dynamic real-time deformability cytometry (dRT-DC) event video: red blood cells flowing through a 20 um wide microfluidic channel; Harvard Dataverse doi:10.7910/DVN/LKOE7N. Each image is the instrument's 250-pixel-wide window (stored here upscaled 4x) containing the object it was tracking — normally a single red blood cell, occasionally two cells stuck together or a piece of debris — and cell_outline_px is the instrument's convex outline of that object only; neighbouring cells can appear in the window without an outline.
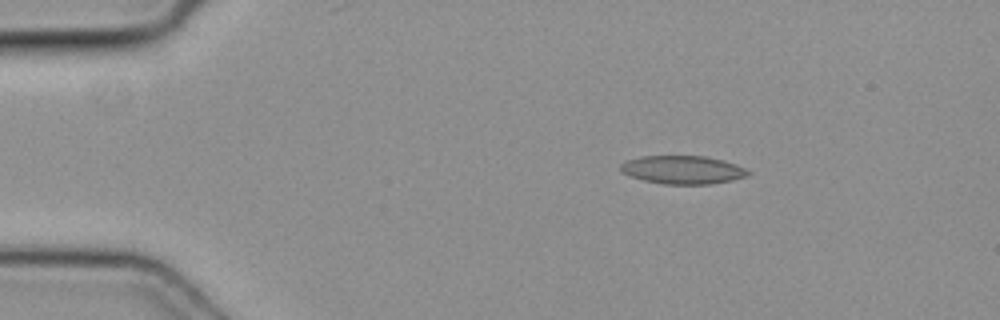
{"species": "common noctule bat (a hibernating species)", "species_latin": "Nyctalus noctula", "temperature_condition": "cold", "stored_images_in_passage": 7, "camera_frame_rate_fps": 3000, "um_per_image_px": 0.085, "animal": {"sex": "female", "body_mass_g": 19.3, "forearm_length_mm": 54.1}, "frame": {"image": 1, "passage_image": 1, "time_ms": 0.0, "image_size_px": [1000, 320], "cell_outline_px": [[752, 172], [748, 176], [732, 180], [708, 184], [664, 184], [644, 180], [620, 172], [620, 164], [628, 160], [640, 156], [704, 156], [724, 160], [736, 164]], "centroid_in_image_um": [58.05, 14.43], "position_along_channel_um": 27.0, "area_um2": 20.98}}